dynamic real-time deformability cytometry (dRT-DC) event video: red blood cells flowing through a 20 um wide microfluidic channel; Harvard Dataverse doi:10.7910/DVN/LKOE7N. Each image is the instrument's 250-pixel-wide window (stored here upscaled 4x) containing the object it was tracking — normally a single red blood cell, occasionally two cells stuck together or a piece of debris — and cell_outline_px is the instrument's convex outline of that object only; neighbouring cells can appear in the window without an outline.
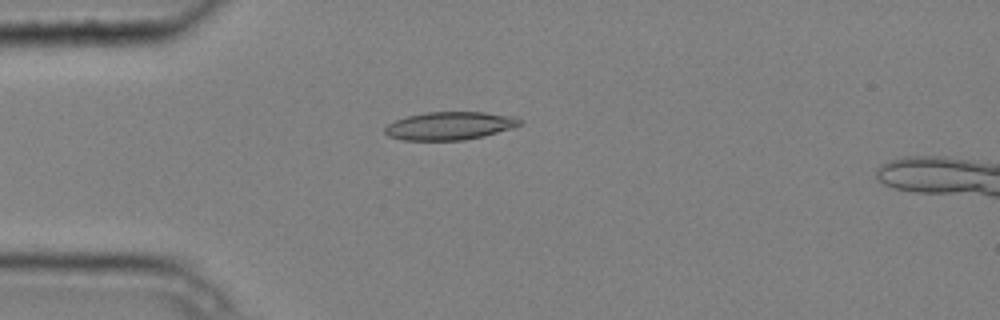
{"species": "common noctule bat (a hibernating species)", "species_latin": "Nyctalus noctula", "temperature_condition": "cold", "stored_images_in_passage": 4, "camera_frame_rate_fps": 3000, "um_per_image_px": 0.085, "animal": {"sex": "male", "body_mass_g": 20.4}, "frame": {"image": 1, "passage_image": 4, "time_ms": 1.0, "image_size_px": [1000, 320], "cell_outline_px": [[524, 124], [512, 128], [484, 136], [464, 140], [404, 140], [388, 136], [384, 132], [384, 128], [388, 124], [396, 120], [408, 116], [424, 112], [484, 112], [516, 116], [524, 120]], "centroid_in_image_um": [38.28, 10.69], "position_along_channel_um": 46.7, "area_um2": 22.25}}